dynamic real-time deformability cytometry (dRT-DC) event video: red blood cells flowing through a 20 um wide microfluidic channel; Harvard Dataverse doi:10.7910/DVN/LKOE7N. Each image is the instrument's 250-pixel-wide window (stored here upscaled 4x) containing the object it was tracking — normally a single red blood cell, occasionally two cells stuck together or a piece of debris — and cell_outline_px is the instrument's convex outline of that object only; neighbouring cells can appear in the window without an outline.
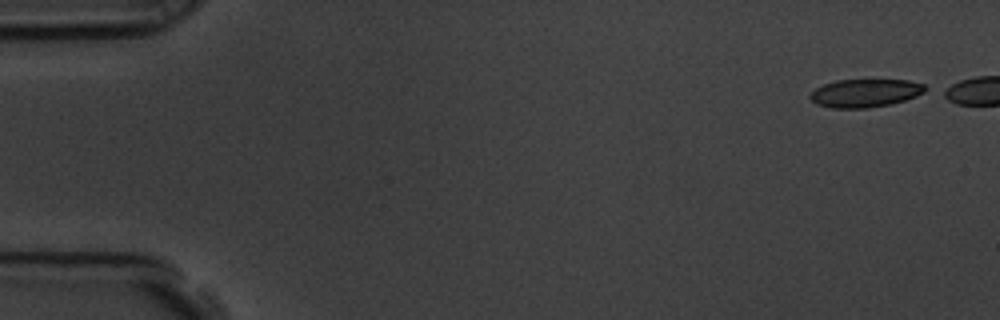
{"species": "common noctule bat (a hibernating species)", "species_latin": "Nyctalus noctula", "temperature_condition": "room temperature", "stored_images_in_passage": 45, "camera_frame_rate_fps": 3000, "um_per_image_px": 0.085, "animal": {"sex": "male", "body_mass_g": 19.5, "forearm_length_mm": 54.6}, "frame": {"image": 1, "passage_image": 1, "time_ms": 0.0, "image_size_px": [1000, 320], "cell_outline_px": [[924, 92], [916, 96], [892, 104], [868, 108], [832, 108], [816, 104], [808, 96], [816, 88], [824, 84], [836, 80], [908, 80], [924, 84]], "centroid_in_image_um": [73.51, 7.92], "position_along_channel_um": 11.5, "area_um2": 18.79}}
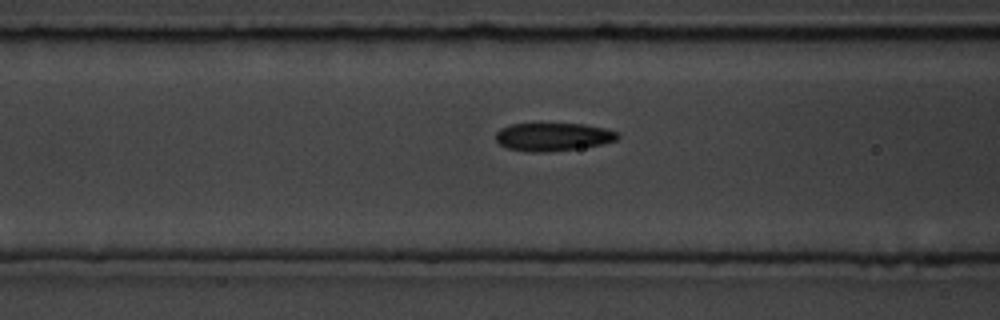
{"frame": {"image": 2, "passage_image": 21, "time_ms": 6.667, "image_size_px": [1000, 320], "cell_outline_px": [[620, 136], [616, 140], [600, 144], [580, 148], [544, 152], [528, 152], [508, 148], [500, 144], [496, 140], [496, 132], [500, 128], [512, 124], [584, 124], [604, 128], [620, 132]], "centroid_in_image_um": [47.01, 11.63], "position_along_channel_um": 119.6, "area_um2": 19.88}}
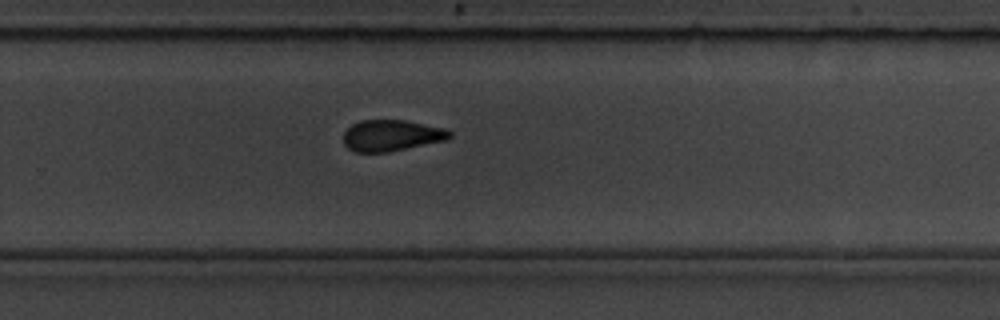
{"frame": {"image": 3, "passage_image": 36, "time_ms": 11.667, "image_size_px": [1000, 320], "cell_outline_px": [[452, 136], [448, 140], [388, 152], [356, 152], [348, 148], [344, 144], [344, 132], [352, 124], [360, 120], [404, 120], [448, 128], [452, 132]], "centroid_in_image_um": [33.32, 11.51], "position_along_channel_um": 296.5, "area_um2": 19.54}}